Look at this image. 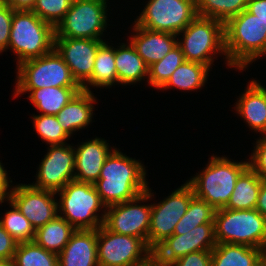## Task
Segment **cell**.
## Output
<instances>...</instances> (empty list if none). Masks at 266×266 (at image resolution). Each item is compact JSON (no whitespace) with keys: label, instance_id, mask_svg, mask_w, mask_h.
I'll return each mask as SVG.
<instances>
[{"label":"cell","instance_id":"cell-7","mask_svg":"<svg viewBox=\"0 0 266 266\" xmlns=\"http://www.w3.org/2000/svg\"><path fill=\"white\" fill-rule=\"evenodd\" d=\"M179 35L183 38H177V44L186 61L199 62L212 69L216 53L226 58L224 23L219 20L197 15Z\"/></svg>","mask_w":266,"mask_h":266},{"label":"cell","instance_id":"cell-43","mask_svg":"<svg viewBox=\"0 0 266 266\" xmlns=\"http://www.w3.org/2000/svg\"><path fill=\"white\" fill-rule=\"evenodd\" d=\"M12 183V180H9L7 171L4 169L1 161H0V197H4L7 200L9 199L10 192L12 188L10 187V183ZM9 191V192H8Z\"/></svg>","mask_w":266,"mask_h":266},{"label":"cell","instance_id":"cell-44","mask_svg":"<svg viewBox=\"0 0 266 266\" xmlns=\"http://www.w3.org/2000/svg\"><path fill=\"white\" fill-rule=\"evenodd\" d=\"M13 10H27L32 11L36 0H3Z\"/></svg>","mask_w":266,"mask_h":266},{"label":"cell","instance_id":"cell-1","mask_svg":"<svg viewBox=\"0 0 266 266\" xmlns=\"http://www.w3.org/2000/svg\"><path fill=\"white\" fill-rule=\"evenodd\" d=\"M143 166L141 161L115 148L106 158L99 179L94 183L102 203L108 207L145 193L149 186Z\"/></svg>","mask_w":266,"mask_h":266},{"label":"cell","instance_id":"cell-47","mask_svg":"<svg viewBox=\"0 0 266 266\" xmlns=\"http://www.w3.org/2000/svg\"><path fill=\"white\" fill-rule=\"evenodd\" d=\"M4 201H8V200H6V198H4V197H0V204L4 203Z\"/></svg>","mask_w":266,"mask_h":266},{"label":"cell","instance_id":"cell-20","mask_svg":"<svg viewBox=\"0 0 266 266\" xmlns=\"http://www.w3.org/2000/svg\"><path fill=\"white\" fill-rule=\"evenodd\" d=\"M259 82L252 79L235 107L249 128L266 135V88Z\"/></svg>","mask_w":266,"mask_h":266},{"label":"cell","instance_id":"cell-18","mask_svg":"<svg viewBox=\"0 0 266 266\" xmlns=\"http://www.w3.org/2000/svg\"><path fill=\"white\" fill-rule=\"evenodd\" d=\"M133 30L136 34L131 35L129 42L148 67L160 61L177 45L176 34L148 30L135 23Z\"/></svg>","mask_w":266,"mask_h":266},{"label":"cell","instance_id":"cell-33","mask_svg":"<svg viewBox=\"0 0 266 266\" xmlns=\"http://www.w3.org/2000/svg\"><path fill=\"white\" fill-rule=\"evenodd\" d=\"M189 253V233L172 235L165 238L153 249V262L160 266H169L176 259Z\"/></svg>","mask_w":266,"mask_h":266},{"label":"cell","instance_id":"cell-30","mask_svg":"<svg viewBox=\"0 0 266 266\" xmlns=\"http://www.w3.org/2000/svg\"><path fill=\"white\" fill-rule=\"evenodd\" d=\"M248 0H196L197 15L219 20L224 24L247 9Z\"/></svg>","mask_w":266,"mask_h":266},{"label":"cell","instance_id":"cell-26","mask_svg":"<svg viewBox=\"0 0 266 266\" xmlns=\"http://www.w3.org/2000/svg\"><path fill=\"white\" fill-rule=\"evenodd\" d=\"M261 183L262 178L248 166L238 177L225 208L232 210L255 209Z\"/></svg>","mask_w":266,"mask_h":266},{"label":"cell","instance_id":"cell-38","mask_svg":"<svg viewBox=\"0 0 266 266\" xmlns=\"http://www.w3.org/2000/svg\"><path fill=\"white\" fill-rule=\"evenodd\" d=\"M254 152L248 159V166L262 179L266 178V135L256 140Z\"/></svg>","mask_w":266,"mask_h":266},{"label":"cell","instance_id":"cell-2","mask_svg":"<svg viewBox=\"0 0 266 266\" xmlns=\"http://www.w3.org/2000/svg\"><path fill=\"white\" fill-rule=\"evenodd\" d=\"M225 61L230 68L244 70L266 55V21L247 10L224 24Z\"/></svg>","mask_w":266,"mask_h":266},{"label":"cell","instance_id":"cell-40","mask_svg":"<svg viewBox=\"0 0 266 266\" xmlns=\"http://www.w3.org/2000/svg\"><path fill=\"white\" fill-rule=\"evenodd\" d=\"M211 251H197L176 259L169 266H211Z\"/></svg>","mask_w":266,"mask_h":266},{"label":"cell","instance_id":"cell-45","mask_svg":"<svg viewBox=\"0 0 266 266\" xmlns=\"http://www.w3.org/2000/svg\"><path fill=\"white\" fill-rule=\"evenodd\" d=\"M255 209L266 217V178L262 179Z\"/></svg>","mask_w":266,"mask_h":266},{"label":"cell","instance_id":"cell-28","mask_svg":"<svg viewBox=\"0 0 266 266\" xmlns=\"http://www.w3.org/2000/svg\"><path fill=\"white\" fill-rule=\"evenodd\" d=\"M210 68L199 62L184 61L171 75L160 90L171 87L183 91L199 90L205 85Z\"/></svg>","mask_w":266,"mask_h":266},{"label":"cell","instance_id":"cell-4","mask_svg":"<svg viewBox=\"0 0 266 266\" xmlns=\"http://www.w3.org/2000/svg\"><path fill=\"white\" fill-rule=\"evenodd\" d=\"M56 194L60 197L58 215L76 230H97L103 225L105 210L101 217L97 212H100L101 208L106 209V206L94 184L73 180Z\"/></svg>","mask_w":266,"mask_h":266},{"label":"cell","instance_id":"cell-35","mask_svg":"<svg viewBox=\"0 0 266 266\" xmlns=\"http://www.w3.org/2000/svg\"><path fill=\"white\" fill-rule=\"evenodd\" d=\"M34 128L39 137L49 145H63L70 136L57 121L56 115H33Z\"/></svg>","mask_w":266,"mask_h":266},{"label":"cell","instance_id":"cell-22","mask_svg":"<svg viewBox=\"0 0 266 266\" xmlns=\"http://www.w3.org/2000/svg\"><path fill=\"white\" fill-rule=\"evenodd\" d=\"M211 253V266H262L266 262L263 249L242 244L220 243Z\"/></svg>","mask_w":266,"mask_h":266},{"label":"cell","instance_id":"cell-36","mask_svg":"<svg viewBox=\"0 0 266 266\" xmlns=\"http://www.w3.org/2000/svg\"><path fill=\"white\" fill-rule=\"evenodd\" d=\"M73 0H36L32 11L54 28L69 11Z\"/></svg>","mask_w":266,"mask_h":266},{"label":"cell","instance_id":"cell-11","mask_svg":"<svg viewBox=\"0 0 266 266\" xmlns=\"http://www.w3.org/2000/svg\"><path fill=\"white\" fill-rule=\"evenodd\" d=\"M139 15V27L177 35L197 17L196 0H149Z\"/></svg>","mask_w":266,"mask_h":266},{"label":"cell","instance_id":"cell-24","mask_svg":"<svg viewBox=\"0 0 266 266\" xmlns=\"http://www.w3.org/2000/svg\"><path fill=\"white\" fill-rule=\"evenodd\" d=\"M128 44L122 43L119 48H115L117 84H134L148 76V66L131 42Z\"/></svg>","mask_w":266,"mask_h":266},{"label":"cell","instance_id":"cell-13","mask_svg":"<svg viewBox=\"0 0 266 266\" xmlns=\"http://www.w3.org/2000/svg\"><path fill=\"white\" fill-rule=\"evenodd\" d=\"M193 197V189L186 182L163 201L151 205L148 246L152 250L165 238L173 235L175 226L186 214Z\"/></svg>","mask_w":266,"mask_h":266},{"label":"cell","instance_id":"cell-34","mask_svg":"<svg viewBox=\"0 0 266 266\" xmlns=\"http://www.w3.org/2000/svg\"><path fill=\"white\" fill-rule=\"evenodd\" d=\"M12 210H7L0 219V225L17 241V243L34 241L35 230L30 221L20 212L9 199Z\"/></svg>","mask_w":266,"mask_h":266},{"label":"cell","instance_id":"cell-21","mask_svg":"<svg viewBox=\"0 0 266 266\" xmlns=\"http://www.w3.org/2000/svg\"><path fill=\"white\" fill-rule=\"evenodd\" d=\"M96 98L89 91L78 92L56 115L57 121L71 137L75 131L85 128L92 122Z\"/></svg>","mask_w":266,"mask_h":266},{"label":"cell","instance_id":"cell-3","mask_svg":"<svg viewBox=\"0 0 266 266\" xmlns=\"http://www.w3.org/2000/svg\"><path fill=\"white\" fill-rule=\"evenodd\" d=\"M207 167L190 178L194 196L206 201L215 210L225 208L234 191L240 174L248 167V161L235 162L227 157L211 156Z\"/></svg>","mask_w":266,"mask_h":266},{"label":"cell","instance_id":"cell-9","mask_svg":"<svg viewBox=\"0 0 266 266\" xmlns=\"http://www.w3.org/2000/svg\"><path fill=\"white\" fill-rule=\"evenodd\" d=\"M17 66L15 89H41L44 87H81L73 78L70 68L55 49L41 57Z\"/></svg>","mask_w":266,"mask_h":266},{"label":"cell","instance_id":"cell-16","mask_svg":"<svg viewBox=\"0 0 266 266\" xmlns=\"http://www.w3.org/2000/svg\"><path fill=\"white\" fill-rule=\"evenodd\" d=\"M104 41L55 37L54 49L68 65L73 78L80 86L92 76L96 52Z\"/></svg>","mask_w":266,"mask_h":266},{"label":"cell","instance_id":"cell-14","mask_svg":"<svg viewBox=\"0 0 266 266\" xmlns=\"http://www.w3.org/2000/svg\"><path fill=\"white\" fill-rule=\"evenodd\" d=\"M49 147L36 172V182L30 185L36 189L57 193L74 180L75 150L67 143Z\"/></svg>","mask_w":266,"mask_h":266},{"label":"cell","instance_id":"cell-23","mask_svg":"<svg viewBox=\"0 0 266 266\" xmlns=\"http://www.w3.org/2000/svg\"><path fill=\"white\" fill-rule=\"evenodd\" d=\"M82 87H44L41 89H16L13 97L30 92V102L41 114L57 115Z\"/></svg>","mask_w":266,"mask_h":266},{"label":"cell","instance_id":"cell-32","mask_svg":"<svg viewBox=\"0 0 266 266\" xmlns=\"http://www.w3.org/2000/svg\"><path fill=\"white\" fill-rule=\"evenodd\" d=\"M185 57L177 44L160 61L148 67V84L161 89L171 77L172 73L184 62Z\"/></svg>","mask_w":266,"mask_h":266},{"label":"cell","instance_id":"cell-5","mask_svg":"<svg viewBox=\"0 0 266 266\" xmlns=\"http://www.w3.org/2000/svg\"><path fill=\"white\" fill-rule=\"evenodd\" d=\"M55 28L33 11L14 10L8 48L17 55V65L54 49Z\"/></svg>","mask_w":266,"mask_h":266},{"label":"cell","instance_id":"cell-42","mask_svg":"<svg viewBox=\"0 0 266 266\" xmlns=\"http://www.w3.org/2000/svg\"><path fill=\"white\" fill-rule=\"evenodd\" d=\"M246 10L256 15L257 18L266 21V0H248Z\"/></svg>","mask_w":266,"mask_h":266},{"label":"cell","instance_id":"cell-25","mask_svg":"<svg viewBox=\"0 0 266 266\" xmlns=\"http://www.w3.org/2000/svg\"><path fill=\"white\" fill-rule=\"evenodd\" d=\"M115 83L117 84L115 48L105 41L96 52L92 76L81 87L82 90L91 92L89 86L110 88Z\"/></svg>","mask_w":266,"mask_h":266},{"label":"cell","instance_id":"cell-27","mask_svg":"<svg viewBox=\"0 0 266 266\" xmlns=\"http://www.w3.org/2000/svg\"><path fill=\"white\" fill-rule=\"evenodd\" d=\"M76 229L59 215L35 231L34 241L45 250L59 254Z\"/></svg>","mask_w":266,"mask_h":266},{"label":"cell","instance_id":"cell-31","mask_svg":"<svg viewBox=\"0 0 266 266\" xmlns=\"http://www.w3.org/2000/svg\"><path fill=\"white\" fill-rule=\"evenodd\" d=\"M15 266H58V255L35 241L18 243L13 257Z\"/></svg>","mask_w":266,"mask_h":266},{"label":"cell","instance_id":"cell-41","mask_svg":"<svg viewBox=\"0 0 266 266\" xmlns=\"http://www.w3.org/2000/svg\"><path fill=\"white\" fill-rule=\"evenodd\" d=\"M17 241L0 225V260H13Z\"/></svg>","mask_w":266,"mask_h":266},{"label":"cell","instance_id":"cell-46","mask_svg":"<svg viewBox=\"0 0 266 266\" xmlns=\"http://www.w3.org/2000/svg\"><path fill=\"white\" fill-rule=\"evenodd\" d=\"M0 266H15L12 260H0Z\"/></svg>","mask_w":266,"mask_h":266},{"label":"cell","instance_id":"cell-12","mask_svg":"<svg viewBox=\"0 0 266 266\" xmlns=\"http://www.w3.org/2000/svg\"><path fill=\"white\" fill-rule=\"evenodd\" d=\"M151 189L123 203L106 207L103 225L110 231L143 239L148 245L151 204H138L152 199Z\"/></svg>","mask_w":266,"mask_h":266},{"label":"cell","instance_id":"cell-39","mask_svg":"<svg viewBox=\"0 0 266 266\" xmlns=\"http://www.w3.org/2000/svg\"><path fill=\"white\" fill-rule=\"evenodd\" d=\"M14 10L3 0H0V53L9 46L12 16Z\"/></svg>","mask_w":266,"mask_h":266},{"label":"cell","instance_id":"cell-48","mask_svg":"<svg viewBox=\"0 0 266 266\" xmlns=\"http://www.w3.org/2000/svg\"><path fill=\"white\" fill-rule=\"evenodd\" d=\"M147 266H160V265H157L156 263H154L153 261L149 264V265H147Z\"/></svg>","mask_w":266,"mask_h":266},{"label":"cell","instance_id":"cell-29","mask_svg":"<svg viewBox=\"0 0 266 266\" xmlns=\"http://www.w3.org/2000/svg\"><path fill=\"white\" fill-rule=\"evenodd\" d=\"M216 210L206 201L193 197L186 214L175 226L173 235H184L201 224H214Z\"/></svg>","mask_w":266,"mask_h":266},{"label":"cell","instance_id":"cell-15","mask_svg":"<svg viewBox=\"0 0 266 266\" xmlns=\"http://www.w3.org/2000/svg\"><path fill=\"white\" fill-rule=\"evenodd\" d=\"M11 190L9 200L30 221L35 231L58 216L55 192L36 189L30 184H18Z\"/></svg>","mask_w":266,"mask_h":266},{"label":"cell","instance_id":"cell-37","mask_svg":"<svg viewBox=\"0 0 266 266\" xmlns=\"http://www.w3.org/2000/svg\"><path fill=\"white\" fill-rule=\"evenodd\" d=\"M188 233L190 253L197 251H212L217 245L214 224H201Z\"/></svg>","mask_w":266,"mask_h":266},{"label":"cell","instance_id":"cell-10","mask_svg":"<svg viewBox=\"0 0 266 266\" xmlns=\"http://www.w3.org/2000/svg\"><path fill=\"white\" fill-rule=\"evenodd\" d=\"M107 0H73L55 28V37L103 40L107 25Z\"/></svg>","mask_w":266,"mask_h":266},{"label":"cell","instance_id":"cell-8","mask_svg":"<svg viewBox=\"0 0 266 266\" xmlns=\"http://www.w3.org/2000/svg\"><path fill=\"white\" fill-rule=\"evenodd\" d=\"M99 266H147L153 261V250L140 238L121 235L104 225L97 229Z\"/></svg>","mask_w":266,"mask_h":266},{"label":"cell","instance_id":"cell-19","mask_svg":"<svg viewBox=\"0 0 266 266\" xmlns=\"http://www.w3.org/2000/svg\"><path fill=\"white\" fill-rule=\"evenodd\" d=\"M58 266H99L97 230H76L58 254Z\"/></svg>","mask_w":266,"mask_h":266},{"label":"cell","instance_id":"cell-17","mask_svg":"<svg viewBox=\"0 0 266 266\" xmlns=\"http://www.w3.org/2000/svg\"><path fill=\"white\" fill-rule=\"evenodd\" d=\"M107 140L96 137L81 142L75 150L74 180L94 184L100 176L106 158L115 148H109ZM112 149V150H111Z\"/></svg>","mask_w":266,"mask_h":266},{"label":"cell","instance_id":"cell-6","mask_svg":"<svg viewBox=\"0 0 266 266\" xmlns=\"http://www.w3.org/2000/svg\"><path fill=\"white\" fill-rule=\"evenodd\" d=\"M217 244H242L266 252V217L256 209H218L214 217Z\"/></svg>","mask_w":266,"mask_h":266}]
</instances>
